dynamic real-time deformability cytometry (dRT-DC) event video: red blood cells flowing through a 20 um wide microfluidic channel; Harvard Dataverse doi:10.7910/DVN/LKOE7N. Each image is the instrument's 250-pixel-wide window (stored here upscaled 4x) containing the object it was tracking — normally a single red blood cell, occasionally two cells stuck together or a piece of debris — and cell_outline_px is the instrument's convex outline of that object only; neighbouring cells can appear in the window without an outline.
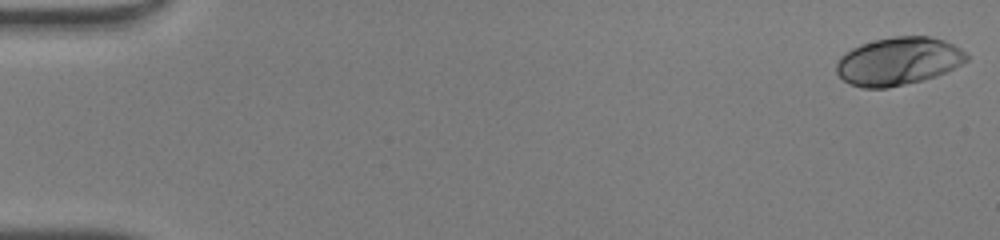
{"species": "human", "species_latin": "Homo sapiens", "temperature_condition": "warm", "stored_images_in_passage": 49, "camera_frame_rate_fps": 3000, "um_per_image_px": 0.085, "donor": {"sex": "male"}, "frame": {"image": 1, "passage_image": 1, "time_ms": 0.0, "image_size_px": [1000, 240], "cell_outline_px": [[968, 60], [936, 76], [924, 80], [888, 88], [864, 88], [852, 84], [844, 80], [836, 72], [836, 64], [840, 56], [852, 48], [860, 44], [892, 36], [928, 36], [944, 40], [968, 52]], "centroid_in_image_um": [76.36, 5.2], "position_along_channel_um": 8.6, "area_um2": 36.3}}
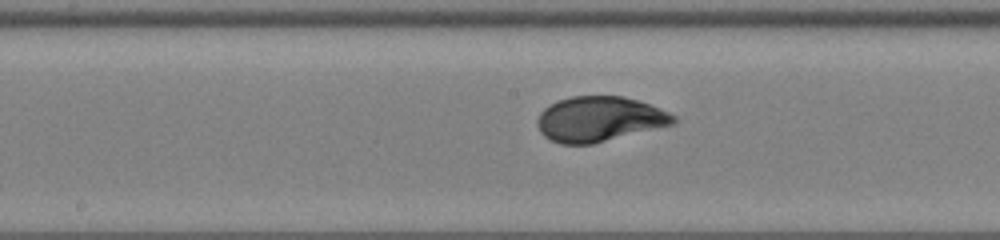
{"frame": {"image": 2, "passage_image": 26, "time_ms": 8.333, "image_size_px": [1000, 240], "cell_outline_px": [[676, 120], [672, 124], [592, 144], [560, 144], [544, 136], [540, 132], [536, 124], [536, 120], [540, 112], [544, 108], [556, 100], [572, 96], [624, 96], [648, 104], [668, 112], [676, 116]], "centroid_in_image_um": [50.88, 10.11], "position_along_channel_um": 197.3, "area_um2": 35.55}}
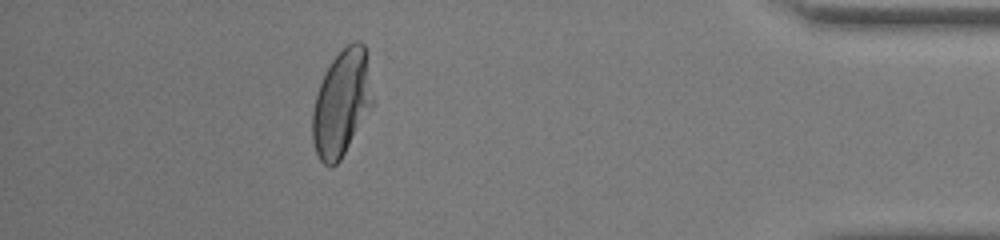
{"frame": {"image": 3, "passage_image": 44, "time_ms": 14.333, "image_size_px": [1000, 240], "cell_outline_px": [[372, 108], [340, 160], [332, 168], [328, 168], [320, 160], [316, 152], [312, 140], [312, 112], [316, 96], [324, 72], [332, 60], [352, 40], [360, 40], [364, 44], [372, 100]], "centroid_in_image_um": [29.01, 8.8], "position_along_channel_um": 406.2, "area_um2": 36.93}, "authors_computed_cell_mechanics": {"area_um2": 35.547, "velocity_mm_per_s": 4.2426, "shape_relaxation_time_tau1_ms": 2.7901, "shape_relaxation_time_tau2_ms": null, "deformation_change_tau1": 0.1767, "deformation_change_tau2": null}}